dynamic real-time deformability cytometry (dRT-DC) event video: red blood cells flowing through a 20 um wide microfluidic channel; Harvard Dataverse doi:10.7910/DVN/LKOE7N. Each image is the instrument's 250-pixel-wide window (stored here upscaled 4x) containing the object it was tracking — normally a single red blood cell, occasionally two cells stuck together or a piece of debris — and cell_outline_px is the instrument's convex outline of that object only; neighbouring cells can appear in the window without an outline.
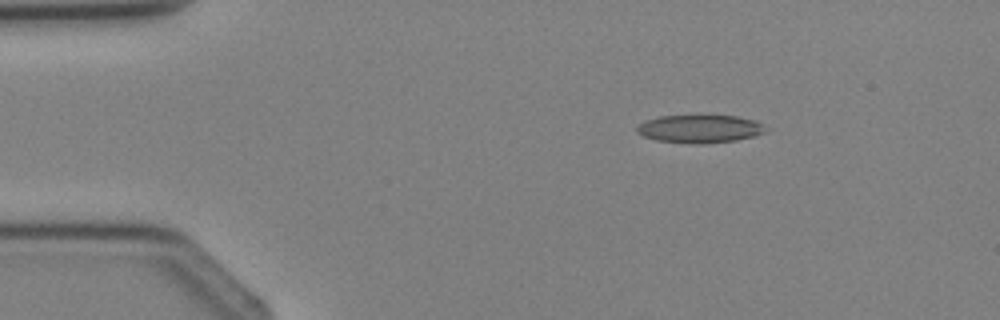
{"species": "Egyptian fruit bat (a non-hibernating species)", "species_latin": "Rousettus aegyptiacus", "temperature_condition": "cold", "stored_images_in_passage": 3, "camera_frame_rate_fps": 3000, "um_per_image_px": 0.085, "animal": {"sex": "female"}, "frame": {"image": 1, "passage_image": 2, "time_ms": 1.333, "image_size_px": [1000, 320], "cell_outline_px": [[764, 132], [756, 136], [736, 140], [704, 144], [656, 140], [644, 136], [636, 132], [636, 128], [644, 120], [660, 116], [736, 116], [756, 120], [764, 128]], "centroid_in_image_um": [59.46, 10.95], "position_along_channel_um": 25.5, "area_um2": 20.75}}